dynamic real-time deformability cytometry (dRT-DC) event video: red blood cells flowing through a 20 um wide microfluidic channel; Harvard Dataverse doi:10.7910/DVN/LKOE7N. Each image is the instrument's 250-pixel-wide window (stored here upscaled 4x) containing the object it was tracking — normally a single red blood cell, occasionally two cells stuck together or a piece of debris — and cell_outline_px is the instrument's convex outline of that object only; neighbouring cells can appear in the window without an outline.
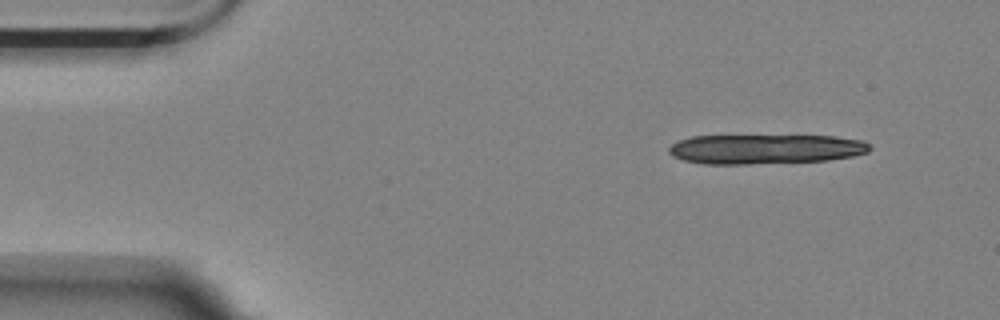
{"species": "Egyptian fruit bat (a non-hibernating species)", "species_latin": "Rousettus aegyptiacus", "temperature_condition": "room temperature", "stored_images_in_passage": 4, "camera_frame_rate_fps": 3000, "um_per_image_px": 0.085, "animal": {"sex": "female"}, "frame": {"image": 1, "passage_image": 1, "time_ms": 0.0, "image_size_px": [1000, 320], "cell_outline_px": [[872, 148], [868, 152], [852, 156], [828, 160], [748, 164], [704, 164], [684, 160], [672, 156], [668, 152], [668, 148], [672, 144], [680, 140], [692, 136], [836, 136], [864, 140]], "centroid_in_image_um": [65.06, 12.67], "position_along_channel_um": 19.9, "area_um2": 34.74}}